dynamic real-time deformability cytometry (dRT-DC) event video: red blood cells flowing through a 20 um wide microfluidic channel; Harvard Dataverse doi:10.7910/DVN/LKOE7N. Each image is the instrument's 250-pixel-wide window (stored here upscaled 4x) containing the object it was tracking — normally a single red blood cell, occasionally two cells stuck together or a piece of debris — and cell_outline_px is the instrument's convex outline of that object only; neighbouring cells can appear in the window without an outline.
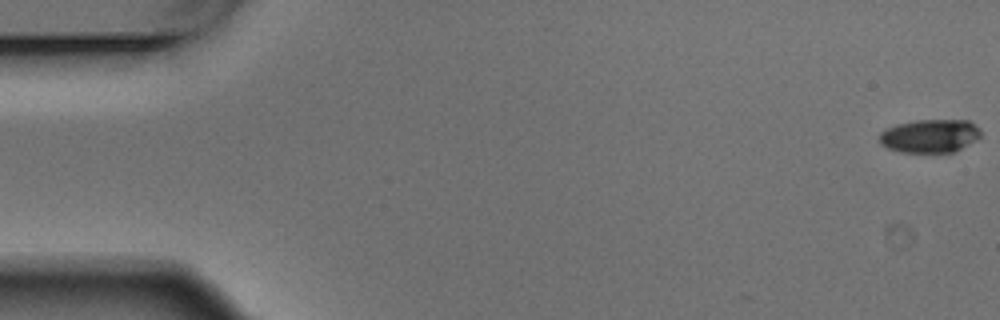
{"species": "Egyptian fruit bat (a non-hibernating species)", "species_latin": "Rousettus aegyptiacus", "temperature_condition": "warm", "stored_images_in_passage": 9, "camera_frame_rate_fps": 3000, "um_per_image_px": 0.085, "animal": {"sex": "male"}, "frame": {"image": 1, "passage_image": 1, "time_ms": 0.0, "image_size_px": [1000, 320], "cell_outline_px": [[980, 136], [960, 148], [952, 152], [900, 152], [888, 148], [880, 144], [880, 132], [896, 124], [916, 120], [968, 120], [980, 128]], "centroid_in_image_um": [79.01, 11.54], "position_along_channel_um": 6.0, "area_um2": 19.48}}
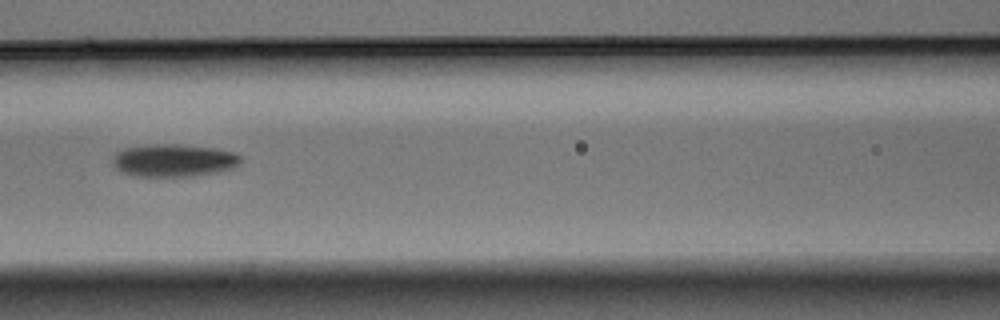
{"frame": {"image": 2, "passage_image": 7, "time_ms": 2.0, "image_size_px": [1000, 320], "cell_outline_px": [[240, 160], [236, 164], [228, 168], [216, 172], [192, 176], [136, 176], [124, 172], [116, 168], [112, 160], [112, 156], [116, 152], [124, 148], [144, 144], [180, 144], [216, 148], [236, 152], [240, 156]], "centroid_in_image_um": [14.72, 13.61], "position_along_channel_um": 151.9, "area_um2": 24.28}}
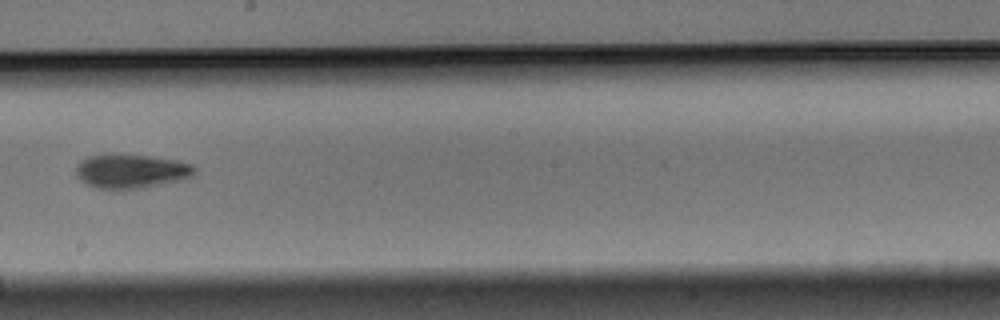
{"frame": {"image": 3, "passage_image": 9, "time_ms": 2.667, "image_size_px": [1000, 320], "cell_outline_px": [[196, 172], [192, 176], [184, 180], [140, 188], [96, 188], [80, 180], [76, 176], [76, 168], [80, 160], [88, 156], [108, 152], [112, 152], [148, 156], [180, 160], [192, 164], [196, 168]], "centroid_in_image_um": [11.16, 14.51], "position_along_channel_um": 237.0, "area_um2": 24.04}}